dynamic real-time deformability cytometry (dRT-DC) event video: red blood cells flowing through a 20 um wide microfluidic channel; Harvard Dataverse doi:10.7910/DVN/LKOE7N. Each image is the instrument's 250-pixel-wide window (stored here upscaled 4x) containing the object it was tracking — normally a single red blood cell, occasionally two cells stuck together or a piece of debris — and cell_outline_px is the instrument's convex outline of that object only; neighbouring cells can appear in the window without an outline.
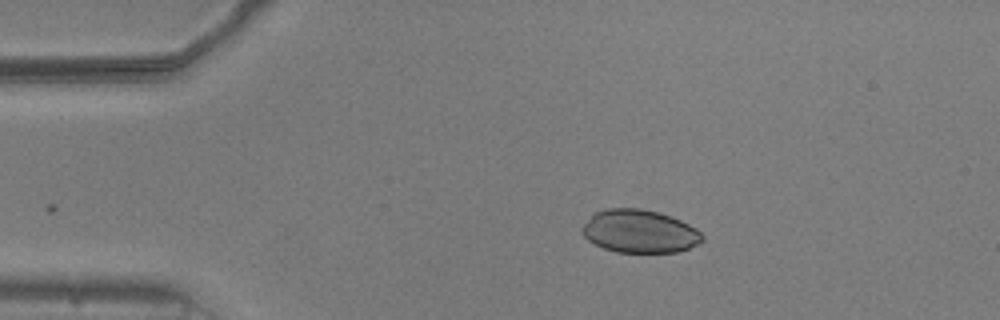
{"species": "common noctule bat (a hibernating species)", "species_latin": "Nyctalus noctula", "temperature_condition": "warm", "stored_images_in_passage": 45, "camera_frame_rate_fps": 3000, "um_per_image_px": 0.085, "animal": {"sex": "male", "body_mass_g": 20.5, "forearm_length_mm": 52.5}, "frame": {"image": 1, "passage_image": 1, "time_ms": 0.0, "image_size_px": [1000, 320], "cell_outline_px": [[704, 240], [700, 244], [676, 252], [616, 252], [604, 248], [588, 240], [580, 232], [580, 228], [592, 212], [604, 208], [640, 208], [672, 216], [696, 228], [704, 236]], "centroid_in_image_um": [54.33, 19.65], "position_along_channel_um": 30.7, "area_um2": 30.46}}
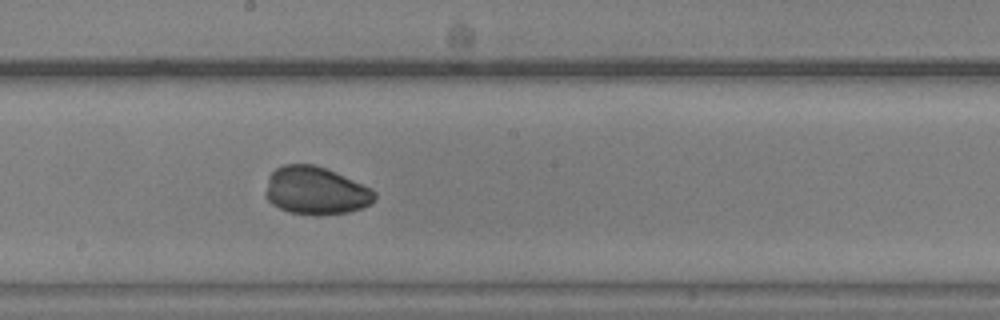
{"frame": {"image": 2, "passage_image": 20, "time_ms": 6.333, "image_size_px": [1000, 320], "cell_outline_px": [[376, 196], [372, 204], [348, 212], [320, 216], [316, 216], [288, 212], [272, 204], [268, 200], [264, 192], [268, 176], [276, 168], [284, 164], [312, 164], [324, 168], [372, 188], [376, 192]], "centroid_in_image_um": [26.82, 16.23], "position_along_channel_um": 221.4, "area_um2": 30.58}}
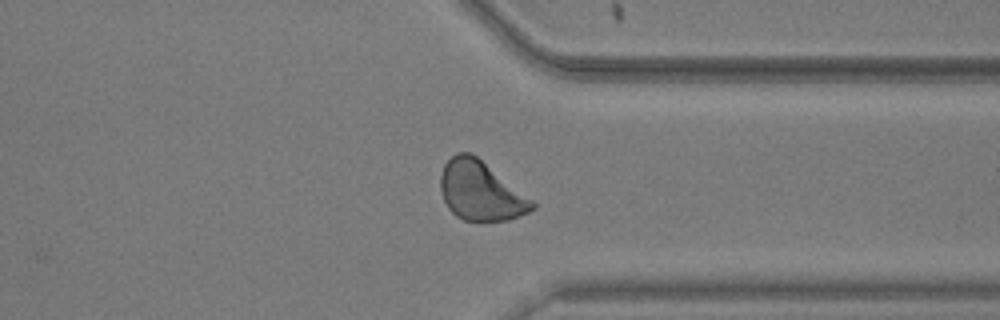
{"frame": {"image": 3, "passage_image": 32, "time_ms": 10.333, "image_size_px": [1000, 320], "cell_outline_px": [[536, 208], [528, 212], [508, 220], [464, 220], [456, 216], [448, 208], [444, 200], [440, 188], [440, 176], [444, 164], [456, 152], [472, 152], [532, 200], [536, 204]], "centroid_in_image_um": [40.82, 16.21], "position_along_channel_um": 370.6, "area_um2": 31.33}}